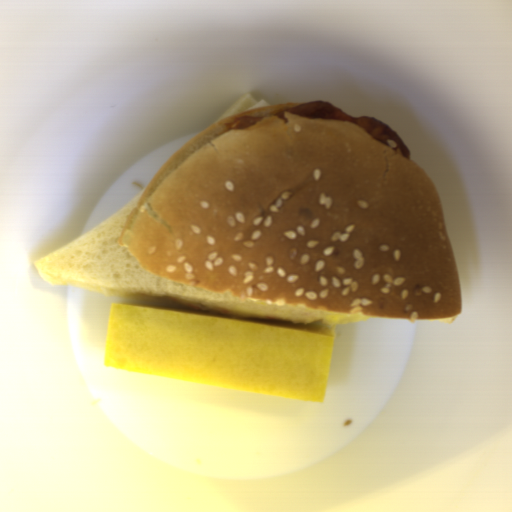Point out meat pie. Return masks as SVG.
<instances>
[{
	"label": "meat pie",
	"instance_id": "1",
	"mask_svg": "<svg viewBox=\"0 0 512 512\" xmlns=\"http://www.w3.org/2000/svg\"><path fill=\"white\" fill-rule=\"evenodd\" d=\"M285 112H290L308 120H342L355 124L379 142L387 145L406 158L410 159L409 148L398 135V133L389 127L386 123L370 116L352 117L334 107L327 100L306 102L289 110L265 115L263 117H250L242 115L229 121L227 129L228 131H234L251 128L266 116H276L281 119L283 123L287 124L288 120L284 116Z\"/></svg>",
	"mask_w": 512,
	"mask_h": 512
}]
</instances>
